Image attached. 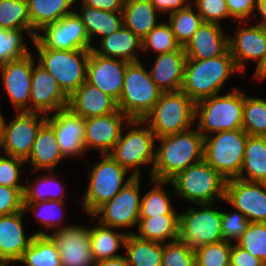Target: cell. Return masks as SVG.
I'll return each mask as SVG.
<instances>
[{"label": "cell", "instance_id": "cell-2", "mask_svg": "<svg viewBox=\"0 0 266 266\" xmlns=\"http://www.w3.org/2000/svg\"><path fill=\"white\" fill-rule=\"evenodd\" d=\"M243 74L235 65L229 49L220 56L205 60L186 58L181 90L195 103L224 93L227 81Z\"/></svg>", "mask_w": 266, "mask_h": 266}, {"label": "cell", "instance_id": "cell-50", "mask_svg": "<svg viewBox=\"0 0 266 266\" xmlns=\"http://www.w3.org/2000/svg\"><path fill=\"white\" fill-rule=\"evenodd\" d=\"M222 209L223 240L236 243L238 238L246 231L250 221L237 209Z\"/></svg>", "mask_w": 266, "mask_h": 266}, {"label": "cell", "instance_id": "cell-57", "mask_svg": "<svg viewBox=\"0 0 266 266\" xmlns=\"http://www.w3.org/2000/svg\"><path fill=\"white\" fill-rule=\"evenodd\" d=\"M251 76L252 79L254 78V81L257 79L256 82L261 83L266 80V52L260 63L254 67V73Z\"/></svg>", "mask_w": 266, "mask_h": 266}, {"label": "cell", "instance_id": "cell-10", "mask_svg": "<svg viewBox=\"0 0 266 266\" xmlns=\"http://www.w3.org/2000/svg\"><path fill=\"white\" fill-rule=\"evenodd\" d=\"M187 205L179 213V239L190 248L223 241L221 203Z\"/></svg>", "mask_w": 266, "mask_h": 266}, {"label": "cell", "instance_id": "cell-12", "mask_svg": "<svg viewBox=\"0 0 266 266\" xmlns=\"http://www.w3.org/2000/svg\"><path fill=\"white\" fill-rule=\"evenodd\" d=\"M141 182L142 177H134L110 201L88 216L90 220L96 219L102 225L124 230L126 234H134L140 218Z\"/></svg>", "mask_w": 266, "mask_h": 266}, {"label": "cell", "instance_id": "cell-48", "mask_svg": "<svg viewBox=\"0 0 266 266\" xmlns=\"http://www.w3.org/2000/svg\"><path fill=\"white\" fill-rule=\"evenodd\" d=\"M162 266H196L194 249L180 239L163 243Z\"/></svg>", "mask_w": 266, "mask_h": 266}, {"label": "cell", "instance_id": "cell-35", "mask_svg": "<svg viewBox=\"0 0 266 266\" xmlns=\"http://www.w3.org/2000/svg\"><path fill=\"white\" fill-rule=\"evenodd\" d=\"M32 33L75 12L76 0H27Z\"/></svg>", "mask_w": 266, "mask_h": 266}, {"label": "cell", "instance_id": "cell-23", "mask_svg": "<svg viewBox=\"0 0 266 266\" xmlns=\"http://www.w3.org/2000/svg\"><path fill=\"white\" fill-rule=\"evenodd\" d=\"M25 216L24 210L0 216V261H19L28 249L35 234L26 231Z\"/></svg>", "mask_w": 266, "mask_h": 266}, {"label": "cell", "instance_id": "cell-47", "mask_svg": "<svg viewBox=\"0 0 266 266\" xmlns=\"http://www.w3.org/2000/svg\"><path fill=\"white\" fill-rule=\"evenodd\" d=\"M232 243L220 241L194 249L196 266H225L230 262Z\"/></svg>", "mask_w": 266, "mask_h": 266}, {"label": "cell", "instance_id": "cell-54", "mask_svg": "<svg viewBox=\"0 0 266 266\" xmlns=\"http://www.w3.org/2000/svg\"><path fill=\"white\" fill-rule=\"evenodd\" d=\"M154 7L163 16L187 7L191 0H150Z\"/></svg>", "mask_w": 266, "mask_h": 266}, {"label": "cell", "instance_id": "cell-25", "mask_svg": "<svg viewBox=\"0 0 266 266\" xmlns=\"http://www.w3.org/2000/svg\"><path fill=\"white\" fill-rule=\"evenodd\" d=\"M58 145L54 128L46 121L39 129L32 151L25 160L28 173L39 171H56V168L66 162ZM30 166V168H29Z\"/></svg>", "mask_w": 266, "mask_h": 266}, {"label": "cell", "instance_id": "cell-22", "mask_svg": "<svg viewBox=\"0 0 266 266\" xmlns=\"http://www.w3.org/2000/svg\"><path fill=\"white\" fill-rule=\"evenodd\" d=\"M128 63L118 58L99 56L91 50L87 64V81L118 102Z\"/></svg>", "mask_w": 266, "mask_h": 266}, {"label": "cell", "instance_id": "cell-37", "mask_svg": "<svg viewBox=\"0 0 266 266\" xmlns=\"http://www.w3.org/2000/svg\"><path fill=\"white\" fill-rule=\"evenodd\" d=\"M238 178L266 183V137L248 135Z\"/></svg>", "mask_w": 266, "mask_h": 266}, {"label": "cell", "instance_id": "cell-28", "mask_svg": "<svg viewBox=\"0 0 266 266\" xmlns=\"http://www.w3.org/2000/svg\"><path fill=\"white\" fill-rule=\"evenodd\" d=\"M92 51L102 57L138 62L142 54V40L124 25L109 36L101 38ZM140 53V54H139Z\"/></svg>", "mask_w": 266, "mask_h": 266}, {"label": "cell", "instance_id": "cell-45", "mask_svg": "<svg viewBox=\"0 0 266 266\" xmlns=\"http://www.w3.org/2000/svg\"><path fill=\"white\" fill-rule=\"evenodd\" d=\"M236 244L266 263V223L250 222Z\"/></svg>", "mask_w": 266, "mask_h": 266}, {"label": "cell", "instance_id": "cell-20", "mask_svg": "<svg viewBox=\"0 0 266 266\" xmlns=\"http://www.w3.org/2000/svg\"><path fill=\"white\" fill-rule=\"evenodd\" d=\"M130 120L119 109L112 114L85 119L84 144L86 152L89 154L93 151L94 154L96 151L98 155L109 154Z\"/></svg>", "mask_w": 266, "mask_h": 266}, {"label": "cell", "instance_id": "cell-60", "mask_svg": "<svg viewBox=\"0 0 266 266\" xmlns=\"http://www.w3.org/2000/svg\"><path fill=\"white\" fill-rule=\"evenodd\" d=\"M19 261H0V266H18Z\"/></svg>", "mask_w": 266, "mask_h": 266}, {"label": "cell", "instance_id": "cell-51", "mask_svg": "<svg viewBox=\"0 0 266 266\" xmlns=\"http://www.w3.org/2000/svg\"><path fill=\"white\" fill-rule=\"evenodd\" d=\"M24 189L0 186V216L23 210Z\"/></svg>", "mask_w": 266, "mask_h": 266}, {"label": "cell", "instance_id": "cell-16", "mask_svg": "<svg viewBox=\"0 0 266 266\" xmlns=\"http://www.w3.org/2000/svg\"><path fill=\"white\" fill-rule=\"evenodd\" d=\"M35 38L46 48L61 50H92L85 25L76 12L55 23L45 25Z\"/></svg>", "mask_w": 266, "mask_h": 266}, {"label": "cell", "instance_id": "cell-61", "mask_svg": "<svg viewBox=\"0 0 266 266\" xmlns=\"http://www.w3.org/2000/svg\"><path fill=\"white\" fill-rule=\"evenodd\" d=\"M225 266H234L231 262H229L227 265Z\"/></svg>", "mask_w": 266, "mask_h": 266}, {"label": "cell", "instance_id": "cell-40", "mask_svg": "<svg viewBox=\"0 0 266 266\" xmlns=\"http://www.w3.org/2000/svg\"><path fill=\"white\" fill-rule=\"evenodd\" d=\"M61 266L60 254L47 235H35L19 260V266Z\"/></svg>", "mask_w": 266, "mask_h": 266}, {"label": "cell", "instance_id": "cell-39", "mask_svg": "<svg viewBox=\"0 0 266 266\" xmlns=\"http://www.w3.org/2000/svg\"><path fill=\"white\" fill-rule=\"evenodd\" d=\"M28 38V40H27ZM35 35L31 29H12L0 28V65L15 61L29 55ZM30 48V49H29Z\"/></svg>", "mask_w": 266, "mask_h": 266}, {"label": "cell", "instance_id": "cell-56", "mask_svg": "<svg viewBox=\"0 0 266 266\" xmlns=\"http://www.w3.org/2000/svg\"><path fill=\"white\" fill-rule=\"evenodd\" d=\"M251 21L266 27V0H257L256 12Z\"/></svg>", "mask_w": 266, "mask_h": 266}, {"label": "cell", "instance_id": "cell-26", "mask_svg": "<svg viewBox=\"0 0 266 266\" xmlns=\"http://www.w3.org/2000/svg\"><path fill=\"white\" fill-rule=\"evenodd\" d=\"M152 65L147 64L151 79L162 92L179 91L184 81L186 53L178 50L153 56ZM150 67V68H149Z\"/></svg>", "mask_w": 266, "mask_h": 266}, {"label": "cell", "instance_id": "cell-31", "mask_svg": "<svg viewBox=\"0 0 266 266\" xmlns=\"http://www.w3.org/2000/svg\"><path fill=\"white\" fill-rule=\"evenodd\" d=\"M148 189L143 191L145 193L142 192L140 217L180 214L178 213L180 209L174 206L175 203L173 204L174 200H176V195L170 181L149 178Z\"/></svg>", "mask_w": 266, "mask_h": 266}, {"label": "cell", "instance_id": "cell-58", "mask_svg": "<svg viewBox=\"0 0 266 266\" xmlns=\"http://www.w3.org/2000/svg\"><path fill=\"white\" fill-rule=\"evenodd\" d=\"M95 266H129L124 255L113 258V259H105L95 262Z\"/></svg>", "mask_w": 266, "mask_h": 266}, {"label": "cell", "instance_id": "cell-1", "mask_svg": "<svg viewBox=\"0 0 266 266\" xmlns=\"http://www.w3.org/2000/svg\"><path fill=\"white\" fill-rule=\"evenodd\" d=\"M204 136L194 126L189 130L156 138L151 179L170 181L182 170L203 160Z\"/></svg>", "mask_w": 266, "mask_h": 266}, {"label": "cell", "instance_id": "cell-53", "mask_svg": "<svg viewBox=\"0 0 266 266\" xmlns=\"http://www.w3.org/2000/svg\"><path fill=\"white\" fill-rule=\"evenodd\" d=\"M230 262L234 266H264L266 263L258 257H254L248 251L232 243L230 251Z\"/></svg>", "mask_w": 266, "mask_h": 266}, {"label": "cell", "instance_id": "cell-38", "mask_svg": "<svg viewBox=\"0 0 266 266\" xmlns=\"http://www.w3.org/2000/svg\"><path fill=\"white\" fill-rule=\"evenodd\" d=\"M123 251L129 266H162L163 243L127 234Z\"/></svg>", "mask_w": 266, "mask_h": 266}, {"label": "cell", "instance_id": "cell-41", "mask_svg": "<svg viewBox=\"0 0 266 266\" xmlns=\"http://www.w3.org/2000/svg\"><path fill=\"white\" fill-rule=\"evenodd\" d=\"M164 17L170 25L176 41L184 47L191 39L198 27L201 25L202 18L196 8L190 3L187 7L175 11ZM168 18V19H167Z\"/></svg>", "mask_w": 266, "mask_h": 266}, {"label": "cell", "instance_id": "cell-9", "mask_svg": "<svg viewBox=\"0 0 266 266\" xmlns=\"http://www.w3.org/2000/svg\"><path fill=\"white\" fill-rule=\"evenodd\" d=\"M146 64L141 60L129 62L126 67L123 90L117 105L130 119L143 120L162 94L151 79Z\"/></svg>", "mask_w": 266, "mask_h": 266}, {"label": "cell", "instance_id": "cell-36", "mask_svg": "<svg viewBox=\"0 0 266 266\" xmlns=\"http://www.w3.org/2000/svg\"><path fill=\"white\" fill-rule=\"evenodd\" d=\"M138 238L160 243L179 239V215L140 217L134 233Z\"/></svg>", "mask_w": 266, "mask_h": 266}, {"label": "cell", "instance_id": "cell-18", "mask_svg": "<svg viewBox=\"0 0 266 266\" xmlns=\"http://www.w3.org/2000/svg\"><path fill=\"white\" fill-rule=\"evenodd\" d=\"M88 225L73 222L47 235L60 254L61 266H95Z\"/></svg>", "mask_w": 266, "mask_h": 266}, {"label": "cell", "instance_id": "cell-15", "mask_svg": "<svg viewBox=\"0 0 266 266\" xmlns=\"http://www.w3.org/2000/svg\"><path fill=\"white\" fill-rule=\"evenodd\" d=\"M36 57L29 55L0 65L2 90L11 103L13 112H30L32 68Z\"/></svg>", "mask_w": 266, "mask_h": 266}, {"label": "cell", "instance_id": "cell-43", "mask_svg": "<svg viewBox=\"0 0 266 266\" xmlns=\"http://www.w3.org/2000/svg\"><path fill=\"white\" fill-rule=\"evenodd\" d=\"M180 47L166 20H162L142 39V55L145 56L173 52Z\"/></svg>", "mask_w": 266, "mask_h": 266}, {"label": "cell", "instance_id": "cell-44", "mask_svg": "<svg viewBox=\"0 0 266 266\" xmlns=\"http://www.w3.org/2000/svg\"><path fill=\"white\" fill-rule=\"evenodd\" d=\"M0 28L31 29L27 0H0Z\"/></svg>", "mask_w": 266, "mask_h": 266}, {"label": "cell", "instance_id": "cell-4", "mask_svg": "<svg viewBox=\"0 0 266 266\" xmlns=\"http://www.w3.org/2000/svg\"><path fill=\"white\" fill-rule=\"evenodd\" d=\"M230 91L196 102L195 127L204 136L242 129L244 90L233 85Z\"/></svg>", "mask_w": 266, "mask_h": 266}, {"label": "cell", "instance_id": "cell-29", "mask_svg": "<svg viewBox=\"0 0 266 266\" xmlns=\"http://www.w3.org/2000/svg\"><path fill=\"white\" fill-rule=\"evenodd\" d=\"M68 200H47L39 202H24L25 214L34 216V221L39 224V230L33 231L35 235H48L55 230H61L72 224L68 223L71 213L67 212ZM68 206V207H67ZM70 214V215H69ZM69 215V216H68ZM70 217V218H68ZM68 219V220H67Z\"/></svg>", "mask_w": 266, "mask_h": 266}, {"label": "cell", "instance_id": "cell-11", "mask_svg": "<svg viewBox=\"0 0 266 266\" xmlns=\"http://www.w3.org/2000/svg\"><path fill=\"white\" fill-rule=\"evenodd\" d=\"M248 134L243 130L220 131L204 138L203 159L226 180L238 178Z\"/></svg>", "mask_w": 266, "mask_h": 266}, {"label": "cell", "instance_id": "cell-17", "mask_svg": "<svg viewBox=\"0 0 266 266\" xmlns=\"http://www.w3.org/2000/svg\"><path fill=\"white\" fill-rule=\"evenodd\" d=\"M224 202L250 222L266 223V183L240 178L226 180Z\"/></svg>", "mask_w": 266, "mask_h": 266}, {"label": "cell", "instance_id": "cell-42", "mask_svg": "<svg viewBox=\"0 0 266 266\" xmlns=\"http://www.w3.org/2000/svg\"><path fill=\"white\" fill-rule=\"evenodd\" d=\"M242 129L249 136L266 137V99L251 97L245 90Z\"/></svg>", "mask_w": 266, "mask_h": 266}, {"label": "cell", "instance_id": "cell-46", "mask_svg": "<svg viewBox=\"0 0 266 266\" xmlns=\"http://www.w3.org/2000/svg\"><path fill=\"white\" fill-rule=\"evenodd\" d=\"M26 171L28 169L25 160L5 154L0 155V186L25 188Z\"/></svg>", "mask_w": 266, "mask_h": 266}, {"label": "cell", "instance_id": "cell-13", "mask_svg": "<svg viewBox=\"0 0 266 266\" xmlns=\"http://www.w3.org/2000/svg\"><path fill=\"white\" fill-rule=\"evenodd\" d=\"M13 114L11 119L3 115V154L26 160L47 115L26 111Z\"/></svg>", "mask_w": 266, "mask_h": 266}, {"label": "cell", "instance_id": "cell-19", "mask_svg": "<svg viewBox=\"0 0 266 266\" xmlns=\"http://www.w3.org/2000/svg\"><path fill=\"white\" fill-rule=\"evenodd\" d=\"M47 122L54 128L63 156L68 161L77 158L85 162L89 157L84 144L85 119L65 108L47 115Z\"/></svg>", "mask_w": 266, "mask_h": 266}, {"label": "cell", "instance_id": "cell-33", "mask_svg": "<svg viewBox=\"0 0 266 266\" xmlns=\"http://www.w3.org/2000/svg\"><path fill=\"white\" fill-rule=\"evenodd\" d=\"M122 15L124 26L141 40L164 20L150 0H125Z\"/></svg>", "mask_w": 266, "mask_h": 266}, {"label": "cell", "instance_id": "cell-7", "mask_svg": "<svg viewBox=\"0 0 266 266\" xmlns=\"http://www.w3.org/2000/svg\"><path fill=\"white\" fill-rule=\"evenodd\" d=\"M32 45L36 61L52 74L68 97L87 80V64L91 50L50 49L44 47L36 38Z\"/></svg>", "mask_w": 266, "mask_h": 266}, {"label": "cell", "instance_id": "cell-21", "mask_svg": "<svg viewBox=\"0 0 266 266\" xmlns=\"http://www.w3.org/2000/svg\"><path fill=\"white\" fill-rule=\"evenodd\" d=\"M69 97L57 80L37 61L32 68L30 112L50 115L68 108Z\"/></svg>", "mask_w": 266, "mask_h": 266}, {"label": "cell", "instance_id": "cell-32", "mask_svg": "<svg viewBox=\"0 0 266 266\" xmlns=\"http://www.w3.org/2000/svg\"><path fill=\"white\" fill-rule=\"evenodd\" d=\"M39 174L34 175L33 179L26 176L24 202L68 200V185L64 184V179L57 171H39Z\"/></svg>", "mask_w": 266, "mask_h": 266}, {"label": "cell", "instance_id": "cell-52", "mask_svg": "<svg viewBox=\"0 0 266 266\" xmlns=\"http://www.w3.org/2000/svg\"><path fill=\"white\" fill-rule=\"evenodd\" d=\"M230 17L236 22L251 21L256 12L257 0H226Z\"/></svg>", "mask_w": 266, "mask_h": 266}, {"label": "cell", "instance_id": "cell-14", "mask_svg": "<svg viewBox=\"0 0 266 266\" xmlns=\"http://www.w3.org/2000/svg\"><path fill=\"white\" fill-rule=\"evenodd\" d=\"M234 26L231 33L228 31L229 51L244 76L249 63L252 65L255 62L254 66H257L263 59L266 52V27L252 21L234 22Z\"/></svg>", "mask_w": 266, "mask_h": 266}, {"label": "cell", "instance_id": "cell-8", "mask_svg": "<svg viewBox=\"0 0 266 266\" xmlns=\"http://www.w3.org/2000/svg\"><path fill=\"white\" fill-rule=\"evenodd\" d=\"M195 105L182 90L162 92L143 121L156 138L180 133L195 126Z\"/></svg>", "mask_w": 266, "mask_h": 266}, {"label": "cell", "instance_id": "cell-30", "mask_svg": "<svg viewBox=\"0 0 266 266\" xmlns=\"http://www.w3.org/2000/svg\"><path fill=\"white\" fill-rule=\"evenodd\" d=\"M75 12L85 25L92 47L101 38L111 35L124 25L122 12L91 8L83 5L79 0H76Z\"/></svg>", "mask_w": 266, "mask_h": 266}, {"label": "cell", "instance_id": "cell-55", "mask_svg": "<svg viewBox=\"0 0 266 266\" xmlns=\"http://www.w3.org/2000/svg\"><path fill=\"white\" fill-rule=\"evenodd\" d=\"M83 5L104 11L122 12L125 0H79Z\"/></svg>", "mask_w": 266, "mask_h": 266}, {"label": "cell", "instance_id": "cell-5", "mask_svg": "<svg viewBox=\"0 0 266 266\" xmlns=\"http://www.w3.org/2000/svg\"><path fill=\"white\" fill-rule=\"evenodd\" d=\"M155 150L156 136L149 126L143 120L131 119L109 155L134 177H143L142 171L148 166L145 170H149L150 178Z\"/></svg>", "mask_w": 266, "mask_h": 266}, {"label": "cell", "instance_id": "cell-59", "mask_svg": "<svg viewBox=\"0 0 266 266\" xmlns=\"http://www.w3.org/2000/svg\"><path fill=\"white\" fill-rule=\"evenodd\" d=\"M1 154H3V114L0 108V155Z\"/></svg>", "mask_w": 266, "mask_h": 266}, {"label": "cell", "instance_id": "cell-34", "mask_svg": "<svg viewBox=\"0 0 266 266\" xmlns=\"http://www.w3.org/2000/svg\"><path fill=\"white\" fill-rule=\"evenodd\" d=\"M127 234L117 228L102 225L98 221L89 225L92 256L95 262L123 255ZM122 251L121 253L119 251Z\"/></svg>", "mask_w": 266, "mask_h": 266}, {"label": "cell", "instance_id": "cell-6", "mask_svg": "<svg viewBox=\"0 0 266 266\" xmlns=\"http://www.w3.org/2000/svg\"><path fill=\"white\" fill-rule=\"evenodd\" d=\"M170 182L177 200L212 204L225 200L226 179L204 159L182 170Z\"/></svg>", "mask_w": 266, "mask_h": 266}, {"label": "cell", "instance_id": "cell-24", "mask_svg": "<svg viewBox=\"0 0 266 266\" xmlns=\"http://www.w3.org/2000/svg\"><path fill=\"white\" fill-rule=\"evenodd\" d=\"M226 26L202 22L191 39L183 47L187 58L196 60L210 59L223 55L228 49Z\"/></svg>", "mask_w": 266, "mask_h": 266}, {"label": "cell", "instance_id": "cell-3", "mask_svg": "<svg viewBox=\"0 0 266 266\" xmlns=\"http://www.w3.org/2000/svg\"><path fill=\"white\" fill-rule=\"evenodd\" d=\"M93 163L88 165L87 186L76 200L81 212L91 216L100 206L110 201L134 176L115 161L109 154H97ZM91 163V164H90ZM90 166V167H89Z\"/></svg>", "mask_w": 266, "mask_h": 266}, {"label": "cell", "instance_id": "cell-49", "mask_svg": "<svg viewBox=\"0 0 266 266\" xmlns=\"http://www.w3.org/2000/svg\"><path fill=\"white\" fill-rule=\"evenodd\" d=\"M191 4L201 15L203 22L225 26L224 22H235L229 14L226 0H191Z\"/></svg>", "mask_w": 266, "mask_h": 266}, {"label": "cell", "instance_id": "cell-27", "mask_svg": "<svg viewBox=\"0 0 266 266\" xmlns=\"http://www.w3.org/2000/svg\"><path fill=\"white\" fill-rule=\"evenodd\" d=\"M68 108L84 119L112 114L117 101L87 80L69 97Z\"/></svg>", "mask_w": 266, "mask_h": 266}]
</instances>
